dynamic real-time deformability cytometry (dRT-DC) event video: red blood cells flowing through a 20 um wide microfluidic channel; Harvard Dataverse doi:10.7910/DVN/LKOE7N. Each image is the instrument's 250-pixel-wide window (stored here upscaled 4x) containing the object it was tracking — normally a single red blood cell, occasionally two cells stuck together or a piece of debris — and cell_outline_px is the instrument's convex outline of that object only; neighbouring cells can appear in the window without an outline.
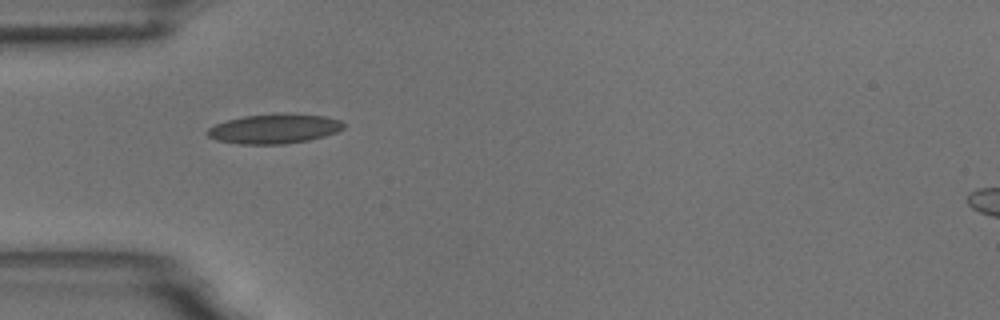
{"species": "common noctule bat (a hibernating species)", "species_latin": "Nyctalus noctula", "temperature_condition": "room temperature", "stored_images_in_passage": 2, "camera_frame_rate_fps": 3000, "um_per_image_px": 0.085, "animal": {"sex": "male", "body_mass_g": 18.8}, "frame": {"image": 1, "passage_image": 1, "time_ms": 0.0, "image_size_px": [1000, 320], "cell_outline_px": [[344, 128], [336, 132], [324, 136], [308, 140], [284, 144], [240, 144], [216, 140], [208, 136], [204, 132], [208, 128], [216, 124], [228, 120], [244, 116], [324, 116], [340, 120], [344, 124]], "centroid_in_image_um": [23.26, 10.99], "position_along_channel_um": 61.7, "area_um2": 22.48}}